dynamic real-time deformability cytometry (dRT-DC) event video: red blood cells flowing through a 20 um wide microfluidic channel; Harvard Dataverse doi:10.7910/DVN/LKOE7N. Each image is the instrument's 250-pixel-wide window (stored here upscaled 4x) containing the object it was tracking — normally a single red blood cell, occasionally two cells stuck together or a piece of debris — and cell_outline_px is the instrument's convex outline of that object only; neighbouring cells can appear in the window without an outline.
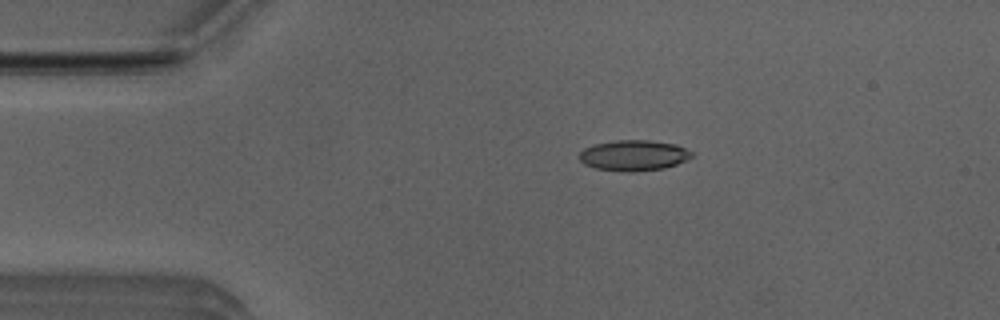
{"species": "Egyptian fruit bat (a non-hibernating species)", "species_latin": "Rousettus aegyptiacus", "temperature_condition": "room temperature", "stored_images_in_passage": 3, "camera_frame_rate_fps": 3000, "um_per_image_px": 0.085, "animal": {"sex": "male"}, "frame": {"image": 1, "passage_image": 1, "time_ms": 0.0, "image_size_px": [1000, 320], "cell_outline_px": [[692, 156], [688, 160], [664, 168], [632, 172], [628, 172], [596, 168], [584, 164], [580, 160], [580, 152], [584, 148], [596, 144], [616, 140], [648, 140], [676, 144], [692, 152]], "centroid_in_image_um": [53.88, 13.21], "position_along_channel_um": 31.1, "area_um2": 19.94}}